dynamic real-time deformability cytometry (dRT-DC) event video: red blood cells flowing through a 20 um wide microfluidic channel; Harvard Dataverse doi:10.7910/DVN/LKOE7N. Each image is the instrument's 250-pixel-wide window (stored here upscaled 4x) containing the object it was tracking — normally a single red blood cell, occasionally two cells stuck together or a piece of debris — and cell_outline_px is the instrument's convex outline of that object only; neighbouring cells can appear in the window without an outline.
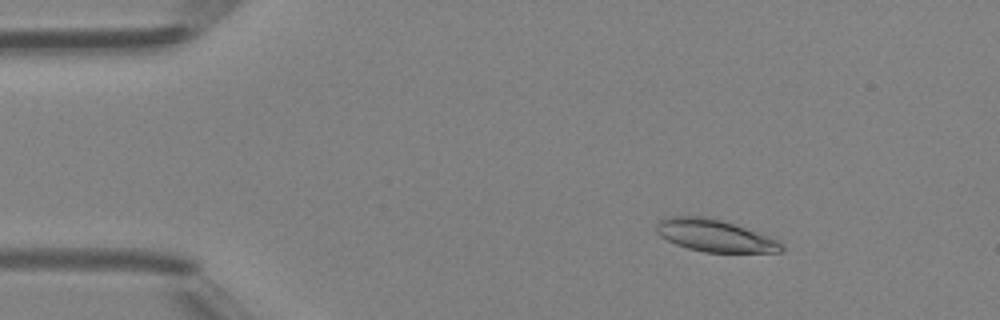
{"species": "Egyptian fruit bat (a non-hibernating species)", "species_latin": "Rousettus aegyptiacus", "temperature_condition": "room temperature", "stored_images_in_passage": 49, "camera_frame_rate_fps": 3000, "um_per_image_px": 0.085, "animal": {"sex": "female"}, "frame": {"image": 1, "passage_image": 8, "time_ms": 2.333, "image_size_px": [1000, 320], "cell_outline_px": [[784, 248], [780, 252], [704, 252], [688, 248], [676, 244], [660, 236], [656, 232], [656, 224], [660, 220], [668, 216], [704, 216], [720, 220], [768, 236], [784, 244]], "centroid_in_image_um": [60.72, 20.03], "position_along_channel_um": 24.3, "area_um2": 23.12}}
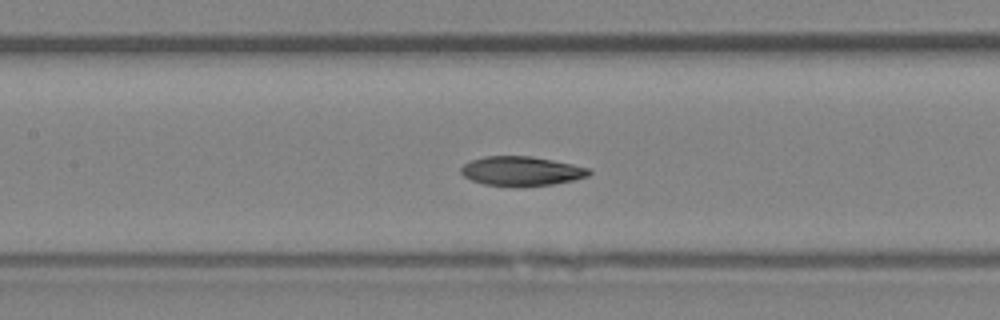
{"frame": {"image": 2, "passage_image": 23, "time_ms": 7.333, "image_size_px": [1000, 320], "cell_outline_px": [[592, 172], [588, 176], [572, 180], [552, 184], [516, 188], [512, 188], [484, 184], [472, 180], [464, 176], [460, 172], [460, 168], [464, 164], [472, 160], [484, 156], [532, 156], [592, 168]], "centroid_in_image_um": [44.32, 14.56], "position_along_channel_um": 163.1, "area_um2": 22.25}}
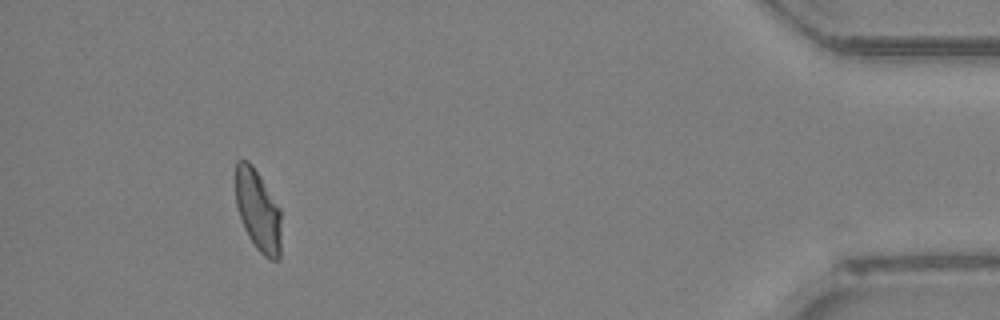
{"frame": {"image": 3, "passage_image": 45, "time_ms": 14.667, "image_size_px": [1000, 320], "cell_outline_px": [[280, 256], [276, 260], [272, 260], [264, 256], [256, 248], [248, 236], [244, 228], [236, 204], [236, 160], [248, 160], [252, 164], [280, 208]], "centroid_in_image_um": [21.92, 17.89], "position_along_channel_um": 413.3, "area_um2": 21.44}, "authors_computed_cell_mechanics": {"area_um2": 22.253, "velocity_mm_per_s": 4.2966, "shape_relaxation_time_tau1_ms": 9.6066, "shape_relaxation_time_tau2_ms": 3.0218, "deformation_change_tau1": 0.2336, "deformation_change_tau2": 0.0745}}